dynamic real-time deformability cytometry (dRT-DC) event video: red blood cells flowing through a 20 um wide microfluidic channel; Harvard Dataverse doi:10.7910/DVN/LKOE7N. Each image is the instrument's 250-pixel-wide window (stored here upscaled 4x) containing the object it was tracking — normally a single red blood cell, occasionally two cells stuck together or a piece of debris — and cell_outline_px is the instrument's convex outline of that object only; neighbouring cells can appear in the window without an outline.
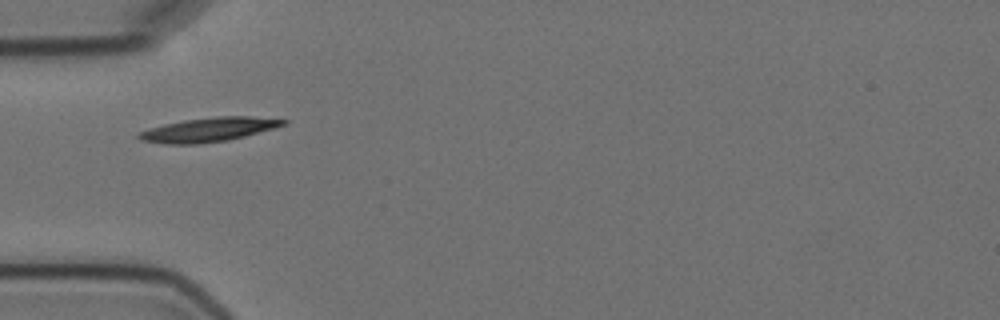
{"species": "Egyptian fruit bat (a non-hibernating species)", "species_latin": "Rousettus aegyptiacus", "temperature_condition": "cold", "stored_images_in_passage": 1, "camera_frame_rate_fps": 3000, "um_per_image_px": 0.085, "animal": {"sex": "female"}, "frame": {"image": 1, "passage_image": 1, "time_ms": 0.0, "image_size_px": [1000, 320], "cell_outline_px": [[288, 124], [244, 136], [228, 140], [196, 144], [168, 144], [140, 140], [136, 136], [140, 132], [148, 128], [164, 124], [184, 120], [216, 116], [248, 116], [288, 120]], "centroid_in_image_um": [17.72, 11.01], "position_along_channel_um": 67.3, "area_um2": 20.17}}